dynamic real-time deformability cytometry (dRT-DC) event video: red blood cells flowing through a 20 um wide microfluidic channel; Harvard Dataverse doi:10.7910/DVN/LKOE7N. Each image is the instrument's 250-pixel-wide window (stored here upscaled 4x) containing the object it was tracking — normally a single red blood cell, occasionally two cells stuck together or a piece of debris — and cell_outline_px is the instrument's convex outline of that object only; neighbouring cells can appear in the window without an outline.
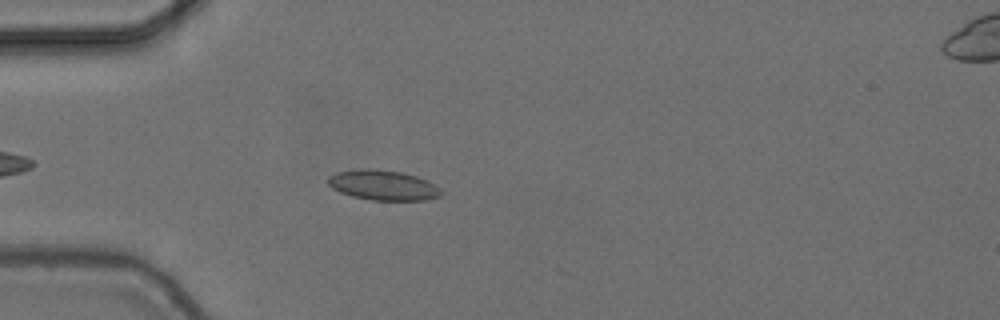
{"species": "common noctule bat (a hibernating species)", "species_latin": "Nyctalus noctula", "temperature_condition": "cold", "stored_images_in_passage": 10, "camera_frame_rate_fps": 3000, "um_per_image_px": 0.085, "animal": {"sex": "female", "body_mass_g": 24.6, "forearm_length_mm": 56.2}, "frame": {"image": 1, "passage_image": 6, "time_ms": 1.667, "image_size_px": [1000, 320], "cell_outline_px": [[440, 196], [424, 200], [372, 200], [352, 196], [340, 192], [332, 188], [328, 184], [328, 176], [336, 172], [360, 168], [376, 168], [400, 172], [416, 176], [428, 180], [440, 188]], "centroid_in_image_um": [32.53, 15.72], "position_along_channel_um": 52.5, "area_um2": 19.88}}